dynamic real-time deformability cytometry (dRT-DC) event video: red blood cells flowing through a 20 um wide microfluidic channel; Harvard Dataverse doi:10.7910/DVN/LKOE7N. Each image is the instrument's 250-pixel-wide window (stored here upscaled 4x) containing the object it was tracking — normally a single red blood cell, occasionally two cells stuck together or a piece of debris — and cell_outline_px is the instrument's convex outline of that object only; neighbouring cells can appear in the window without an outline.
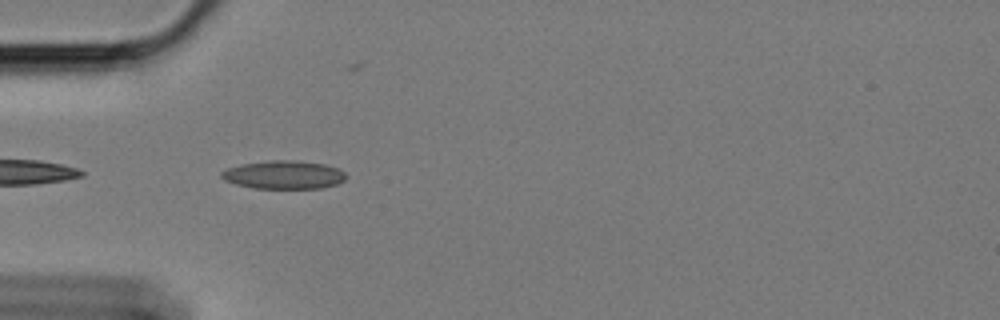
{"species": "Egyptian fruit bat (a non-hibernating species)", "species_latin": "Rousettus aegyptiacus", "temperature_condition": "cold", "stored_images_in_passage": 44, "camera_frame_rate_fps": 3000, "um_per_image_px": 0.085, "animal": {"sex": "female"}, "frame": {"image": 1, "passage_image": 2, "time_ms": 0.333, "image_size_px": [1000, 320], "cell_outline_px": [[348, 176], [344, 180], [336, 184], [320, 188], [252, 188], [236, 184], [224, 180], [220, 176], [220, 172], [228, 168], [240, 164], [268, 160], [300, 160], [324, 164], [340, 168]], "centroid_in_image_um": [24.12, 14.84], "position_along_channel_um": 60.9, "area_um2": 20.75}}
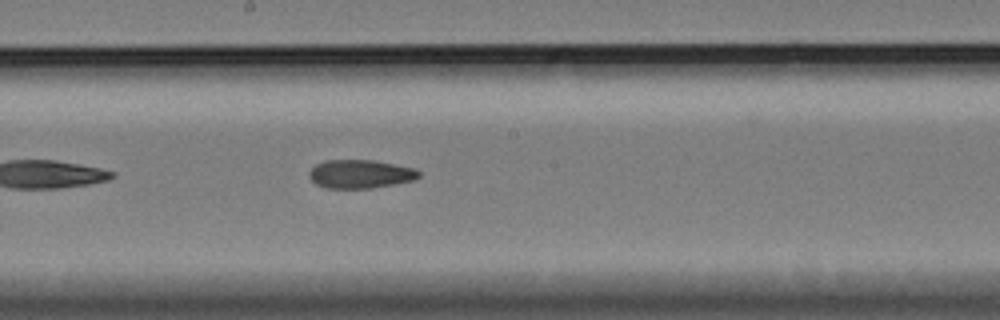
{"frame": {"image": 2, "passage_image": 16, "time_ms": 5.0, "image_size_px": [1000, 320], "cell_outline_px": [[420, 176], [412, 180], [372, 188], [328, 188], [316, 184], [308, 176], [308, 172], [316, 164], [324, 160], [372, 160], [416, 168], [420, 172]], "centroid_in_image_um": [30.6, 14.78], "position_along_channel_um": 217.6, "area_um2": 18.15}}
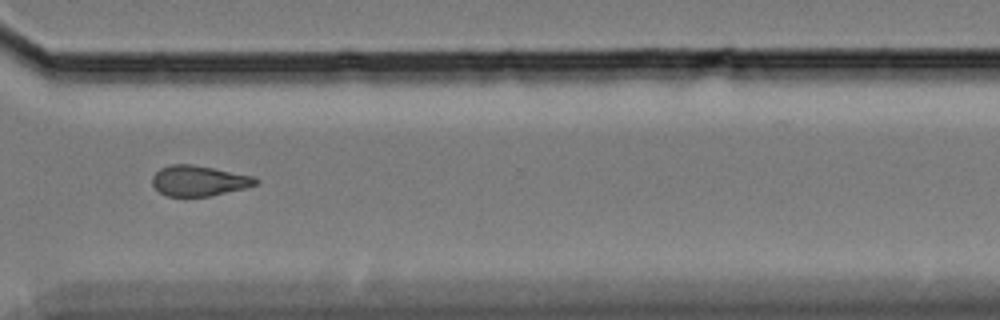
{"frame": {"image": 3, "passage_image": 28, "time_ms": 9.0, "image_size_px": [1000, 320], "cell_outline_px": [[260, 180], [256, 184], [244, 188], [208, 196], [168, 196], [160, 192], [152, 184], [152, 176], [160, 168], [172, 164], [192, 164], [252, 176]], "centroid_in_image_um": [16.87, 15.36], "position_along_channel_um": 353.7, "area_um2": 18.03}, "authors_computed_cell_mechanics": {"area_um2": 18.4671, "velocity_mm_per_s": 3.4098, "shape_relaxation_time_tau1_ms": null, "shape_relaxation_time_tau2_ms": 7.2236, "deformation_change_tau1": null, "deformation_change_tau2": 0.1487}}